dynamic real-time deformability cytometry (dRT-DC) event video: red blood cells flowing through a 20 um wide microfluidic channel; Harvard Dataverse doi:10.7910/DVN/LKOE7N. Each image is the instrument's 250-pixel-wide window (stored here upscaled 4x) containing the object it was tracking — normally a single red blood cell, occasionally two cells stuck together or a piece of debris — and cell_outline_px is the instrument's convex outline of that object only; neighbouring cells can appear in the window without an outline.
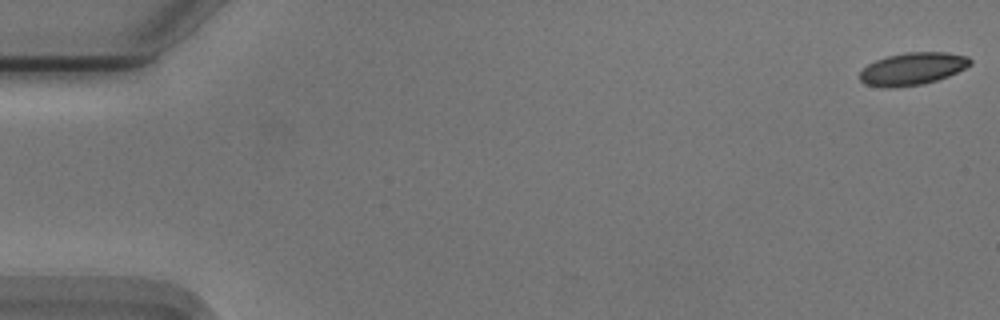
{"species": "Egyptian fruit bat (a non-hibernating species)", "species_latin": "Rousettus aegyptiacus", "temperature_condition": "cold", "stored_images_in_passage": 55, "camera_frame_rate_fps": 3000, "um_per_image_px": 0.085, "animal": {"sex": "male"}, "frame": {"image": 1, "passage_image": 1, "time_ms": 0.0, "image_size_px": [1000, 320], "cell_outline_px": [[972, 64], [948, 76], [924, 84], [896, 88], [880, 88], [864, 84], [860, 80], [860, 72], [868, 64], [876, 60], [888, 56], [904, 52], [948, 52], [968, 56], [972, 60]], "centroid_in_image_um": [77.55, 5.85], "position_along_channel_um": 7.4, "area_um2": 21.1}}
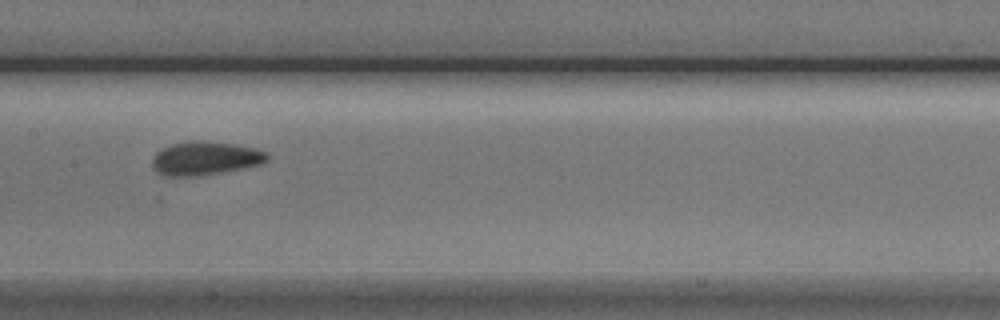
{"frame": {"image": 2, "passage_image": 28, "time_ms": 9.0, "image_size_px": [1000, 320], "cell_outline_px": [[268, 160], [260, 164], [200, 176], [160, 176], [152, 168], [152, 156], [156, 152], [172, 144], [188, 140], [204, 140], [236, 144], [268, 152]], "centroid_in_image_um": [17.38, 13.45], "position_along_channel_um": 190.0, "area_um2": 22.66}}
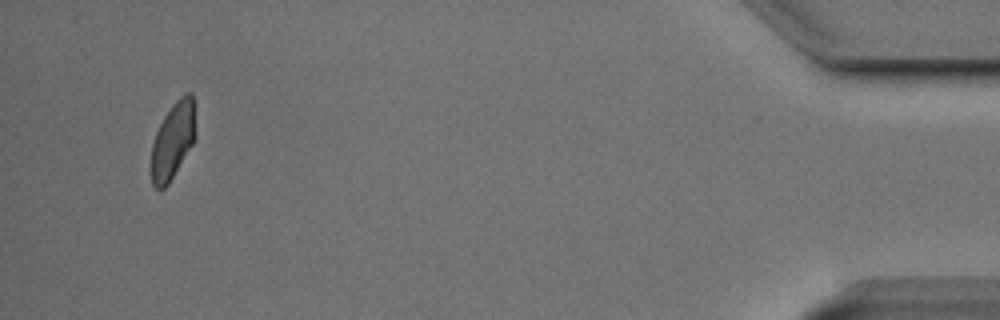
{"frame": {"image": 3, "passage_image": 53, "time_ms": 17.333, "image_size_px": [1000, 320], "cell_outline_px": [[196, 136], [192, 144], [168, 184], [164, 188], [156, 188], [152, 184], [152, 144], [156, 132], [164, 116], [172, 104], [184, 92], [192, 92], [196, 132]], "centroid_in_image_um": [14.71, 11.89], "position_along_channel_um": 420.5, "area_um2": 19.54}, "authors_computed_cell_mechanics": {"area_um2": 21.386, "velocity_mm_per_s": 3.7164, "shape_relaxation_time_tau1_ms": 4.2341, "shape_relaxation_time_tau2_ms": 1.1636, "deformation_change_tau1": 0.1233, "deformation_change_tau2": 0.058}}